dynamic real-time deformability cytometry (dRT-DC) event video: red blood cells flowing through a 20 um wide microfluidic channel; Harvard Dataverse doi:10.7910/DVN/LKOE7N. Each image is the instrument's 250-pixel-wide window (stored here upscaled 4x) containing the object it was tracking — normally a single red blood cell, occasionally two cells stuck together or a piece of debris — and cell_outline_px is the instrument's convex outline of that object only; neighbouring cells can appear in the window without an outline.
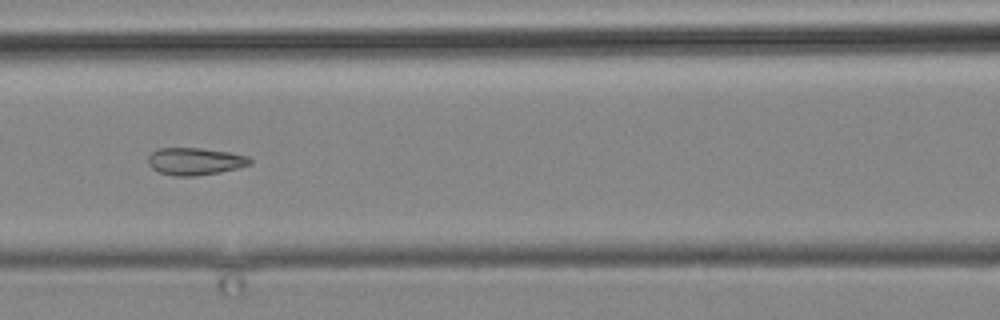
{"species": "common noctule bat (a hibernating species)", "species_latin": "Nyctalus noctula", "temperature_condition": "cold", "stored_images_in_passage": 9, "camera_frame_rate_fps": 3000, "um_per_image_px": 0.085, "animal": {"sex": "male", "body_mass_g": 19.2, "forearm_length_mm": 51.8}, "frame": {"image": 1, "passage_image": 6, "time_ms": 5.667, "image_size_px": [1000, 320], "cell_outline_px": [[252, 164], [220, 172], [196, 176], [176, 176], [160, 172], [152, 168], [148, 164], [148, 156], [152, 152], [160, 148], [200, 148], [228, 152], [248, 156], [252, 160]], "centroid_in_image_um": [16.58, 13.71], "position_along_channel_um": 150.0, "area_um2": 16.13}}
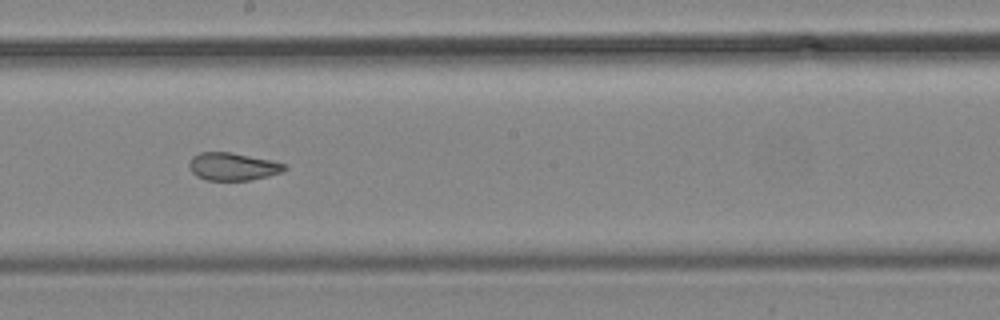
{"frame": {"image": 2, "passage_image": 8, "time_ms": 8.0, "image_size_px": [1000, 320], "cell_outline_px": [[288, 168], [280, 172], [268, 176], [248, 180], [208, 180], [196, 176], [192, 172], [188, 164], [192, 156], [200, 152], [232, 152], [272, 160], [288, 164]], "centroid_in_image_um": [19.8, 14.14], "position_along_channel_um": 228.4, "area_um2": 15.49}}
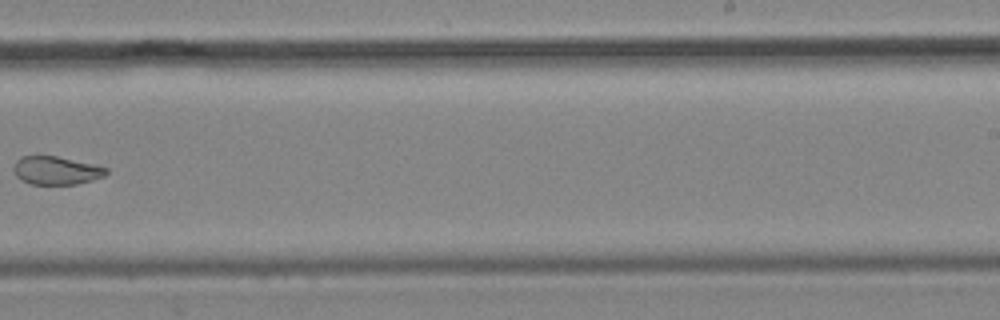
{"frame": {"image": 3, "passage_image": 9, "time_ms": 9.667, "image_size_px": [1000, 320], "cell_outline_px": [[108, 172], [104, 176], [92, 180], [76, 184], [28, 184], [20, 180], [16, 176], [12, 168], [16, 160], [20, 156], [56, 156], [92, 164], [108, 168]], "centroid_in_image_um": [4.73, 14.49], "position_along_channel_um": 284.3, "area_um2": 15.26}}